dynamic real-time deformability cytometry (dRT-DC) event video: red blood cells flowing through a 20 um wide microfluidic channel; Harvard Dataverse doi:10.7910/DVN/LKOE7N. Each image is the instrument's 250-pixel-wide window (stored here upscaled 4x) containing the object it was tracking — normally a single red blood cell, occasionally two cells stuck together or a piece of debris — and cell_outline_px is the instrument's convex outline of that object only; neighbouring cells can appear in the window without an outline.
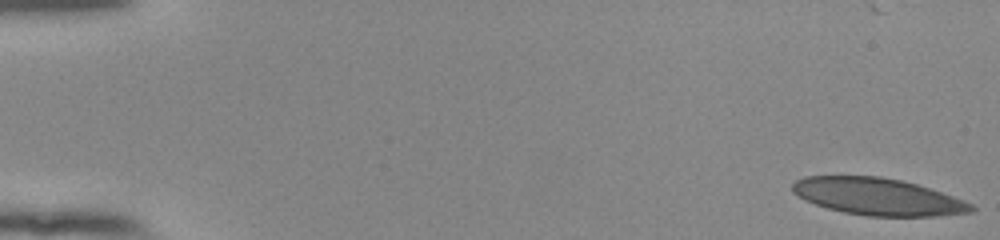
{"species": "human", "species_latin": "Homo sapiens", "temperature_condition": "room temperature", "stored_images_in_passage": 54, "camera_frame_rate_fps": 3000, "um_per_image_px": 0.085, "donor": {"sex": "female"}, "frame": {"image": 1, "passage_image": 1, "time_ms": 0.0, "image_size_px": [1000, 240], "cell_outline_px": [[976, 208], [972, 212], [936, 216], [864, 216], [844, 212], [828, 208], [804, 200], [792, 192], [792, 184], [796, 180], [804, 176], [880, 176], [900, 180], [916, 184], [964, 200], [972, 204]], "centroid_in_image_um": [74.59, 16.71], "position_along_channel_um": 10.4, "area_um2": 38.49}}
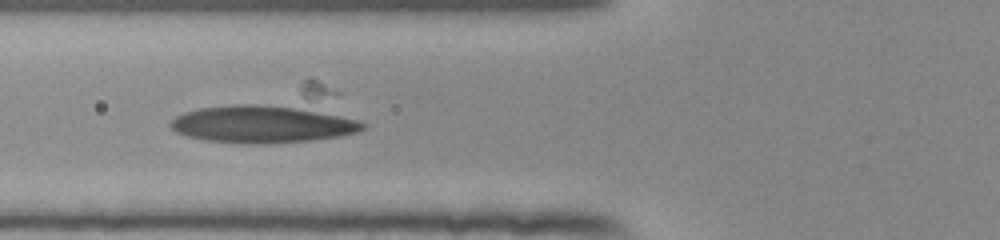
{"frame": {"image": 2, "passage_image": 21, "time_ms": 6.667, "image_size_px": [1000, 240], "cell_outline_px": [[368, 128], [360, 132], [336, 136], [308, 140], [260, 144], [240, 144], [204, 140], [188, 136], [176, 132], [168, 124], [176, 116], [184, 112], [304, 80], [316, 80], [328, 88], [368, 124]], "centroid_in_image_um": [23.2, 9.93], "position_along_channel_um": 102.6, "area_um2": 59.01}}
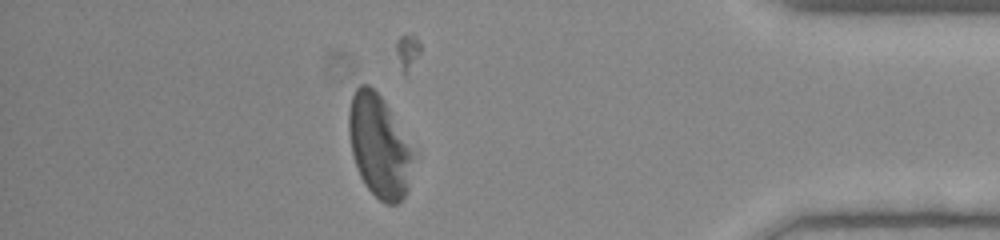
{"frame": {"image": 3, "passage_image": 47, "time_ms": 15.333, "image_size_px": [1000, 240], "cell_outline_px": [[412, 156], [408, 188], [404, 196], [396, 204], [384, 204], [364, 184], [360, 176], [352, 152], [348, 132], [348, 112], [352, 96], [356, 88], [360, 84], [368, 84], [380, 96], [388, 108], [412, 152]], "centroid_in_image_um": [32.17, 12.43], "position_along_channel_um": 403.0, "area_um2": 37.34}, "authors_computed_cell_mechanics": {"area_um2": 39.7375, "velocity_mm_per_s": 3.8569, "shape_relaxation_time_tau1_ms": 0.2549, "shape_relaxation_time_tau2_ms": null, "deformation_change_tau1": 0.1423, "deformation_change_tau2": null}}